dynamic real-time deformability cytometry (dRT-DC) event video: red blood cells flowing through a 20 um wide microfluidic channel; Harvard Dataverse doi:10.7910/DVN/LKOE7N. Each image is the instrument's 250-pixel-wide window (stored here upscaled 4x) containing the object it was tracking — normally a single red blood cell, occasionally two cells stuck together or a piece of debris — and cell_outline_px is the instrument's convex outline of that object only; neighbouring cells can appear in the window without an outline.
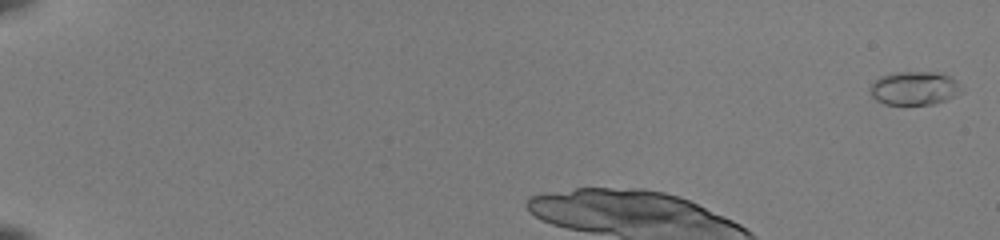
{"species": "common noctule bat (a hibernating species)", "species_latin": "Nyctalus noctula", "temperature_condition": "room temperature", "stored_images_in_passage": 30, "camera_frame_rate_fps": 3000, "um_per_image_px": 0.085, "animal": {"sex": "female", "body_mass_g": 22.0, "forearm_length_mm": 56.7}, "frame": {"image": 1, "passage_image": 1, "time_ms": 0.0, "image_size_px": [1000, 240], "cell_outline_px": [[964, 92], [944, 100], [932, 104], [884, 104], [876, 100], [872, 96], [868, 88], [880, 76], [896, 72], [944, 72], [952, 76], [960, 84]], "centroid_in_image_um": [77.76, 7.48], "position_along_channel_um": 7.2, "area_um2": 18.09}}